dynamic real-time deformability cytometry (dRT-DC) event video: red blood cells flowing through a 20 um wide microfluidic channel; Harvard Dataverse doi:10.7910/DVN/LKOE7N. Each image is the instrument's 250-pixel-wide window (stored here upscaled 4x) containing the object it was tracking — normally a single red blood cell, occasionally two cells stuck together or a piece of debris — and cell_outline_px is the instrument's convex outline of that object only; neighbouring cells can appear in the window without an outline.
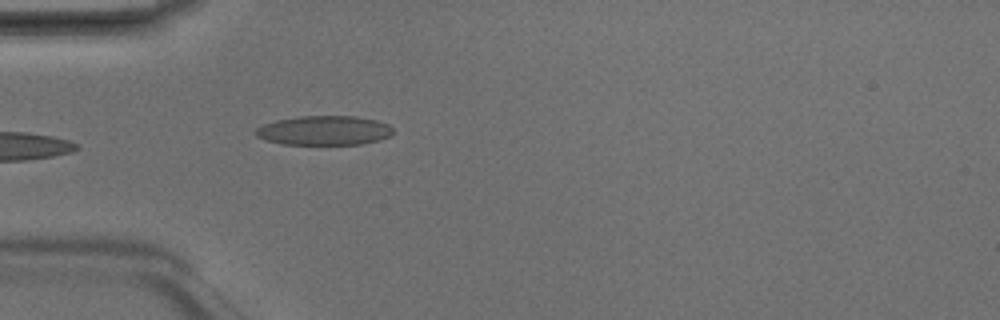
{"species": "Egyptian fruit bat (a non-hibernating species)", "species_latin": "Rousettus aegyptiacus", "temperature_condition": "room temperature", "stored_images_in_passage": 3, "camera_frame_rate_fps": 3000, "um_per_image_px": 0.085, "animal": {"sex": "male"}, "frame": {"image": 1, "passage_image": 3, "time_ms": 0.667, "image_size_px": [1000, 320], "cell_outline_px": [[392, 132], [388, 136], [380, 140], [360, 144], [280, 144], [264, 140], [256, 136], [252, 132], [256, 128], [264, 124], [276, 120], [300, 116], [356, 116], [376, 120], [388, 124], [392, 128]], "centroid_in_image_um": [27.5, 11.09], "position_along_channel_um": 57.5, "area_um2": 23.58}}